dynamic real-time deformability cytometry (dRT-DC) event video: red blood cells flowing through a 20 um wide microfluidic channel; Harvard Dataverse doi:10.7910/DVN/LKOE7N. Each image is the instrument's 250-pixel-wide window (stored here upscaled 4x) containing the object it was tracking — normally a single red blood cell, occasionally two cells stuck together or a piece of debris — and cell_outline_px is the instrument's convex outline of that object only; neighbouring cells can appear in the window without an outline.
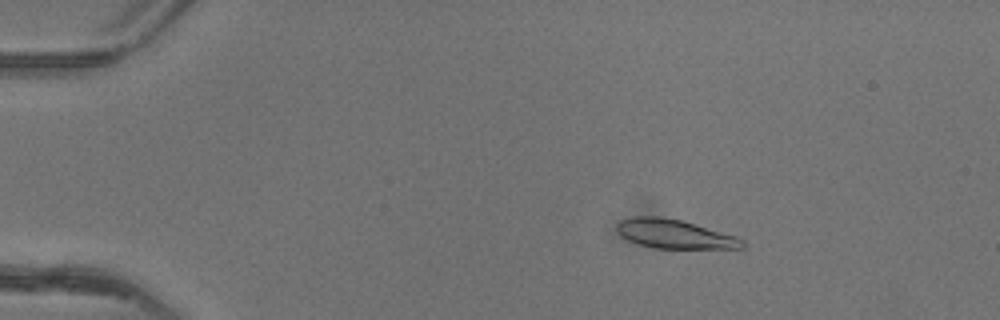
{"species": "common noctule bat (a hibernating species)", "species_latin": "Nyctalus noctula", "temperature_condition": "warm", "stored_images_in_passage": 51, "camera_frame_rate_fps": 3000, "um_per_image_px": 0.085, "animal": {"sex": "female"}, "frame": {"image": 1, "passage_image": 9, "time_ms": 2.667, "image_size_px": [1000, 320], "cell_outline_px": [[744, 248], [652, 248], [628, 240], [620, 236], [616, 228], [616, 224], [620, 220], [636, 216], [656, 216], [680, 220], [736, 236], [744, 240]], "centroid_in_image_um": [57.3, 19.89], "position_along_channel_um": 27.7, "area_um2": 20.98}}
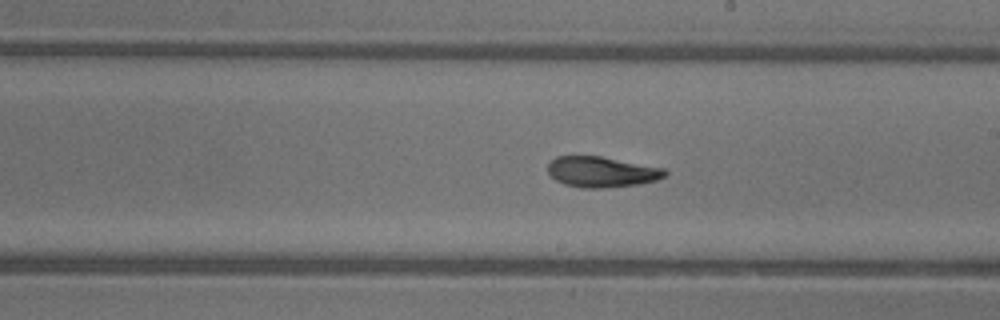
{"frame": {"image": 2, "passage_image": 30, "time_ms": 9.667, "image_size_px": [1000, 320], "cell_outline_px": [[668, 172], [664, 176], [656, 180], [636, 184], [604, 188], [580, 188], [564, 184], [556, 180], [548, 172], [548, 164], [556, 156], [600, 156], [664, 168]], "centroid_in_image_um": [51.12, 14.61], "position_along_channel_um": 237.9, "area_um2": 20.75}}
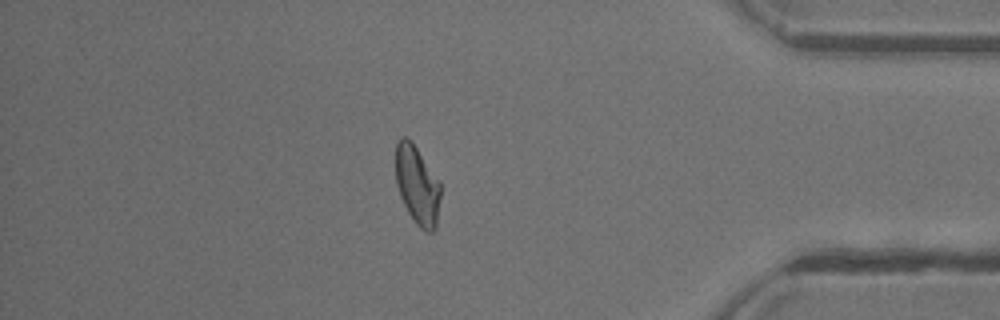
{"frame": {"image": 3, "passage_image": 44, "time_ms": 14.333, "image_size_px": [1000, 320], "cell_outline_px": [[440, 196], [436, 228], [432, 232], [428, 232], [420, 228], [416, 224], [408, 212], [400, 196], [396, 184], [396, 144], [404, 136], [416, 148], [440, 180]], "centroid_in_image_um": [35.48, 15.78], "position_along_channel_um": 399.7, "area_um2": 20.35}, "authors_computed_cell_mechanics": {"area_um2": 21.1548, "velocity_mm_per_s": 4.1466, "shape_relaxation_time_tau1_ms": 6.6044, "shape_relaxation_time_tau2_ms": 2.1388, "deformation_change_tau1": 0.2213, "deformation_change_tau2": 0.0835}}